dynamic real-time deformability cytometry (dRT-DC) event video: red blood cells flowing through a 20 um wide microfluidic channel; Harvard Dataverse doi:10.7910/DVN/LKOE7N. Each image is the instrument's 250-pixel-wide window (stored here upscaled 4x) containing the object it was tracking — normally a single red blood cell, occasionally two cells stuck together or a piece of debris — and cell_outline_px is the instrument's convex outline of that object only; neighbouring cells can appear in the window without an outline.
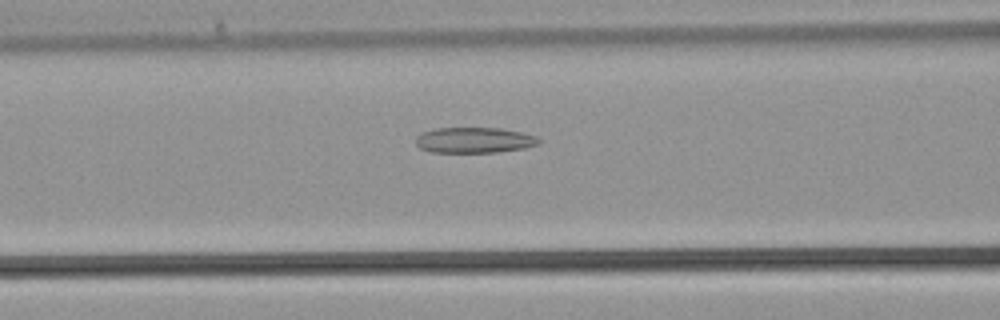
{"species": "common noctule bat (a hibernating species)", "species_latin": "Nyctalus noctula", "temperature_condition": "warm", "stored_images_in_passage": 31, "camera_frame_rate_fps": 3000, "um_per_image_px": 0.085, "animal": {"sex": "male", "body_mass_g": 21.5, "forearm_length_mm": 52.0}, "frame": {"image": 1, "passage_image": 8, "time_ms": 2.333, "image_size_px": [1000, 320], "cell_outline_px": [[540, 144], [524, 148], [496, 152], [432, 152], [420, 148], [416, 144], [416, 136], [420, 132], [436, 128], [500, 128], [520, 132], [536, 136], [540, 140]], "centroid_in_image_um": [40.29, 11.91], "position_along_channel_um": 126.3, "area_um2": 18.38}}
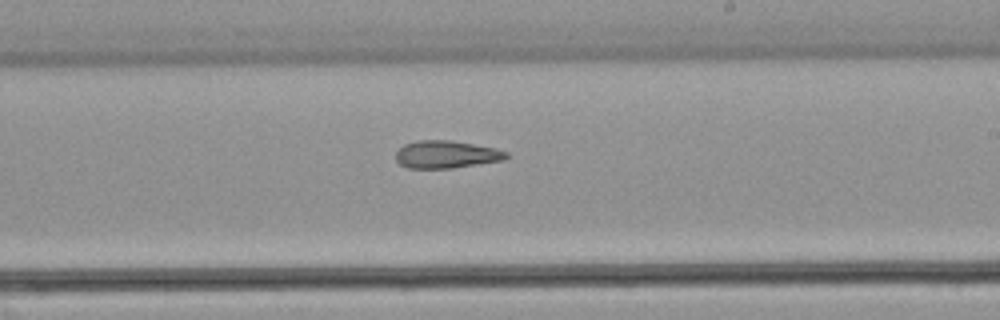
{"frame": {"image": 2, "passage_image": 15, "time_ms": 4.667, "image_size_px": [1000, 320], "cell_outline_px": [[508, 156], [504, 160], [452, 168], [408, 168], [400, 164], [396, 160], [396, 152], [404, 144], [416, 140], [452, 140], [496, 148], [508, 152]], "centroid_in_image_um": [37.93, 13.12], "position_along_channel_um": 251.1, "area_um2": 17.8}}
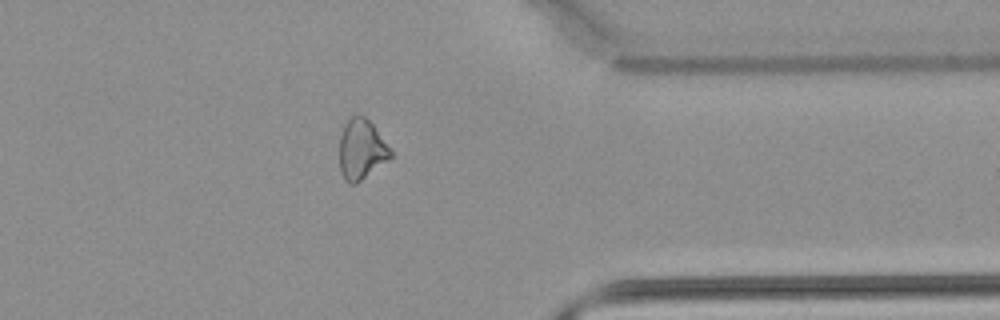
{"frame": {"image": 3, "passage_image": 23, "time_ms": 7.333, "image_size_px": [1000, 320], "cell_outline_px": [[392, 156], [388, 160], [356, 184], [348, 184], [344, 180], [340, 168], [340, 136], [344, 124], [352, 116], [364, 116], [372, 124], [392, 152]], "centroid_in_image_um": [30.7, 12.73], "position_along_channel_um": 380.7, "area_um2": 17.63}}